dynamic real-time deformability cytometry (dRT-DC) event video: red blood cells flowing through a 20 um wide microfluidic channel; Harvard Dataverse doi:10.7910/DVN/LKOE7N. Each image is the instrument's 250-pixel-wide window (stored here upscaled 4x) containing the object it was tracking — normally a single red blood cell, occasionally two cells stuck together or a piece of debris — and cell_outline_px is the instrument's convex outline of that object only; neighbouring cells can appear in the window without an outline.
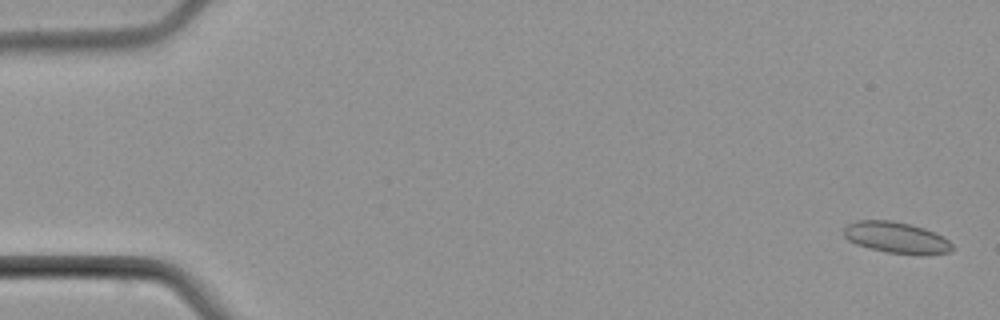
{"species": "common noctule bat (a hibernating species)", "species_latin": "Nyctalus noctula", "temperature_condition": "cold", "stored_images_in_passage": 7, "camera_frame_rate_fps": 3000, "um_per_image_px": 0.085, "animal": {"sex": "male", "body_mass_g": 21.5, "forearm_length_mm": 52.0}, "frame": {"image": 1, "passage_image": 1, "time_ms": 0.0, "image_size_px": [1000, 320], "cell_outline_px": [[952, 252], [888, 252], [856, 244], [848, 240], [844, 236], [844, 228], [848, 224], [856, 220], [892, 220], [924, 228], [948, 240], [952, 244]], "centroid_in_image_um": [76.09, 20.14], "position_along_channel_um": 8.9, "area_um2": 18.79}}
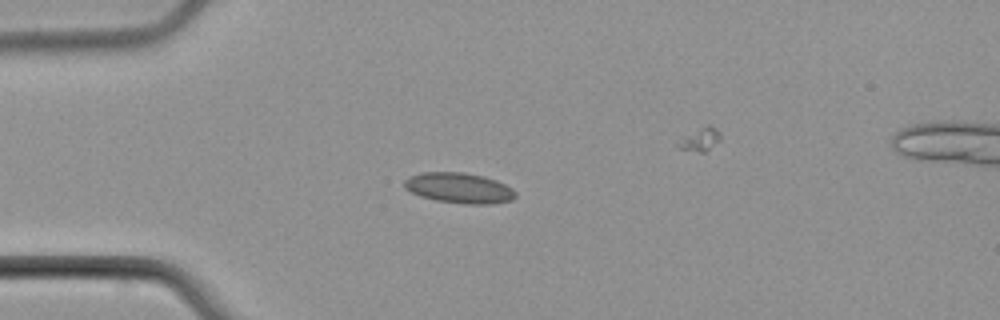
{"frame": {"image": 2, "passage_image": 5, "time_ms": 4.667, "image_size_px": [1000, 320], "cell_outline_px": [[516, 196], [512, 200], [492, 204], [464, 204], [436, 200], [420, 196], [404, 188], [404, 180], [408, 176], [420, 172], [464, 172], [484, 176], [496, 180], [512, 188], [516, 192]], "centroid_in_image_um": [39.02, 15.97], "position_along_channel_um": 46.0, "area_um2": 19.88}}